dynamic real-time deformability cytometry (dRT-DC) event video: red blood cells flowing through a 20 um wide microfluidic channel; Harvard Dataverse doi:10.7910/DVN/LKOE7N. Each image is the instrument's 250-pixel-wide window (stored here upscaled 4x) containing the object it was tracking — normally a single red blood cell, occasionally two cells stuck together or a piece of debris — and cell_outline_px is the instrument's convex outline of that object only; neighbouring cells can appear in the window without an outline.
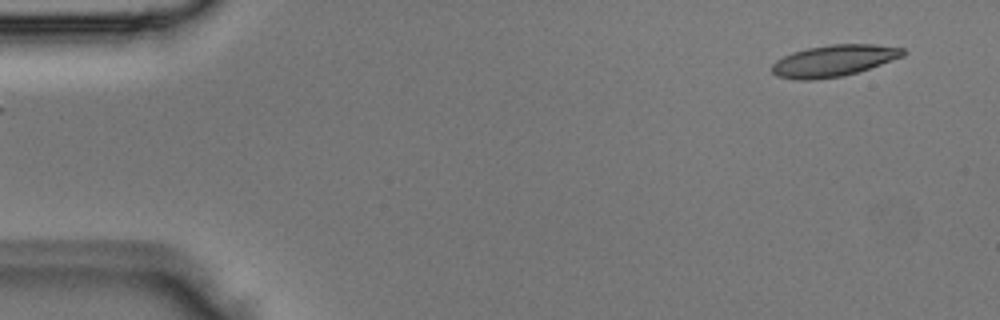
{"species": "Egyptian fruit bat (a non-hibernating species)", "species_latin": "Rousettus aegyptiacus", "temperature_condition": "room temperature", "stored_images_in_passage": 5, "camera_frame_rate_fps": 3000, "um_per_image_px": 0.085, "animal": {"sex": "male"}, "frame": {"image": 1, "passage_image": 5, "time_ms": 1.333, "image_size_px": [1000, 320], "cell_outline_px": [[904, 56], [844, 76], [816, 80], [796, 80], [776, 76], [772, 72], [772, 64], [776, 60], [792, 52], [808, 48], [832, 44], [872, 44], [904, 48]], "centroid_in_image_um": [70.82, 5.17], "position_along_channel_um": 14.2, "area_um2": 23.99}}